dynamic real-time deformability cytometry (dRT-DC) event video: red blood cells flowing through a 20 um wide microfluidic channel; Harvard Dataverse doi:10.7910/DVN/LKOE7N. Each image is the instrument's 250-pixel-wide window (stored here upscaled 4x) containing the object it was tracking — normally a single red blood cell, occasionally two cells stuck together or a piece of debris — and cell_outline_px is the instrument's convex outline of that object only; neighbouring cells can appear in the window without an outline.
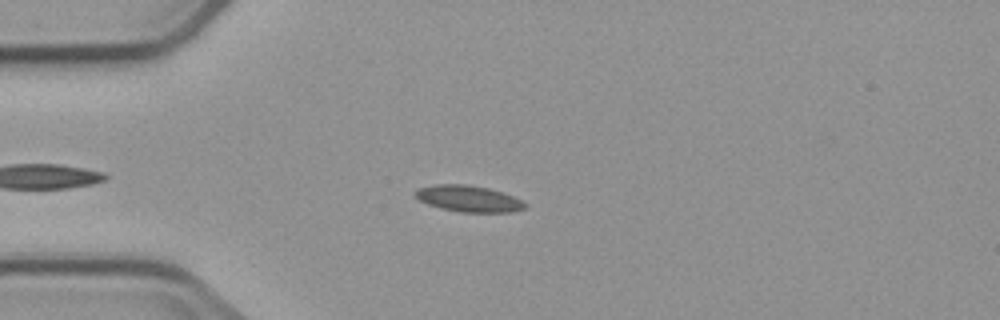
{"species": "common noctule bat (a hibernating species)", "species_latin": "Nyctalus noctula", "temperature_condition": "cold", "stored_images_in_passage": 8, "camera_frame_rate_fps": 3000, "um_per_image_px": 0.085, "animal": {"sex": "male", "body_mass_g": 23.1, "forearm_length_mm": 52.7}, "frame": {"image": 1, "passage_image": 4, "time_ms": 3.667, "image_size_px": [1000, 320], "cell_outline_px": [[528, 204], [524, 208], [512, 212], [460, 212], [440, 208], [428, 204], [412, 196], [412, 192], [416, 188], [436, 184], [468, 184], [488, 188], [512, 196]], "centroid_in_image_um": [39.75, 16.88], "position_along_channel_um": 45.3, "area_um2": 16.94}}
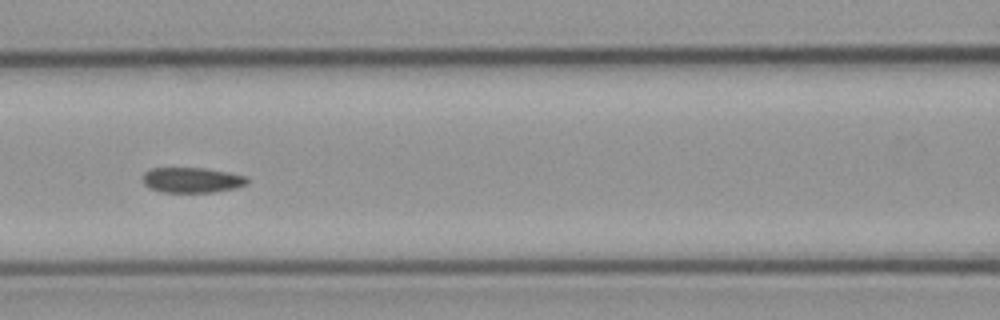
{"frame": {"image": 2, "passage_image": 7, "time_ms": 7.0, "image_size_px": [1000, 320], "cell_outline_px": [[248, 184], [236, 188], [212, 192], [160, 192], [148, 188], [144, 184], [144, 172], [152, 168], [204, 168], [228, 172], [248, 176]], "centroid_in_image_um": [16.34, 15.31], "position_along_channel_um": 150.3, "area_um2": 15.49}}
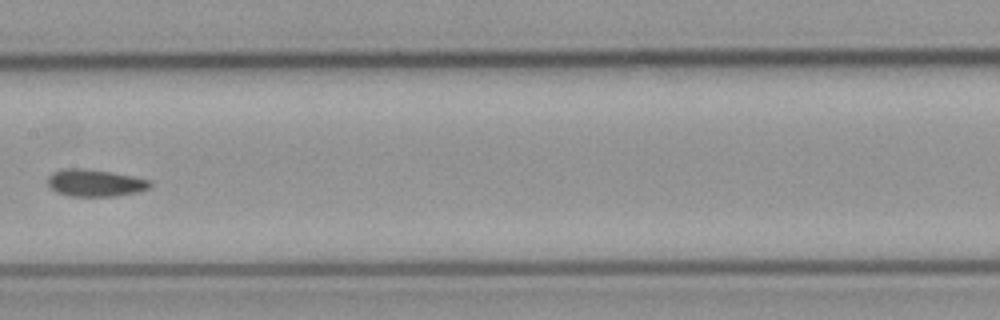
{"frame": {"image": 3, "passage_image": 8, "time_ms": 8.333, "image_size_px": [1000, 320], "cell_outline_px": [[152, 188], [140, 192], [116, 196], [68, 196], [56, 192], [48, 184], [48, 176], [52, 172], [64, 168], [80, 168], [108, 172], [132, 176], [152, 180]], "centroid_in_image_um": [8.12, 15.56], "position_along_channel_um": 199.3, "area_um2": 16.3}}